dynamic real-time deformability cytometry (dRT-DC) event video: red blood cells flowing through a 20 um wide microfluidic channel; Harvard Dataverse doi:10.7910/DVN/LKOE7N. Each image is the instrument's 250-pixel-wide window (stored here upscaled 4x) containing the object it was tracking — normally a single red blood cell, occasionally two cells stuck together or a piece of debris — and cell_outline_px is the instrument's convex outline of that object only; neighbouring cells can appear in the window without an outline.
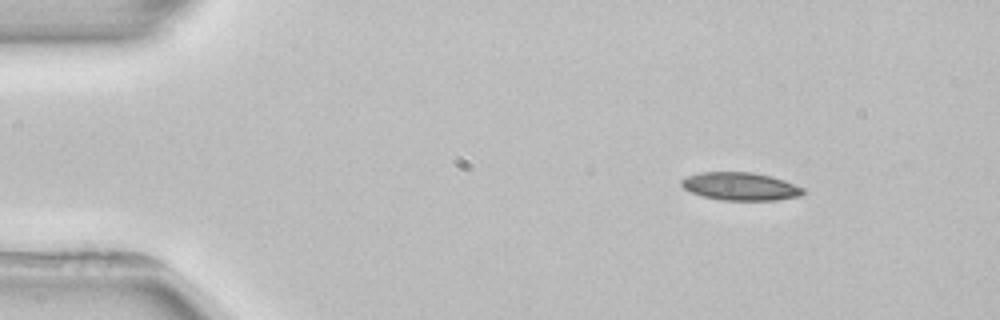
{"species": "common noctule bat (a hibernating species)", "species_latin": "Nyctalus noctula", "temperature_condition": "room temperature", "stored_images_in_passage": 3, "camera_frame_rate_fps": 3000, "um_per_image_px": 0.085, "animal": {"sex": "female", "body_mass_g": 22.7, "forearm_length_mm": 54.2}, "frame": {"image": 1, "passage_image": 1, "time_ms": 0.0, "image_size_px": [1000, 320], "cell_outline_px": [[804, 192], [800, 196], [776, 200], [720, 200], [704, 196], [692, 192], [684, 188], [680, 184], [680, 180], [688, 176], [700, 172], [752, 172], [772, 176], [784, 180], [804, 188]], "centroid_in_image_um": [62.94, 15.84], "position_along_channel_um": 22.1, "area_um2": 19.77}}
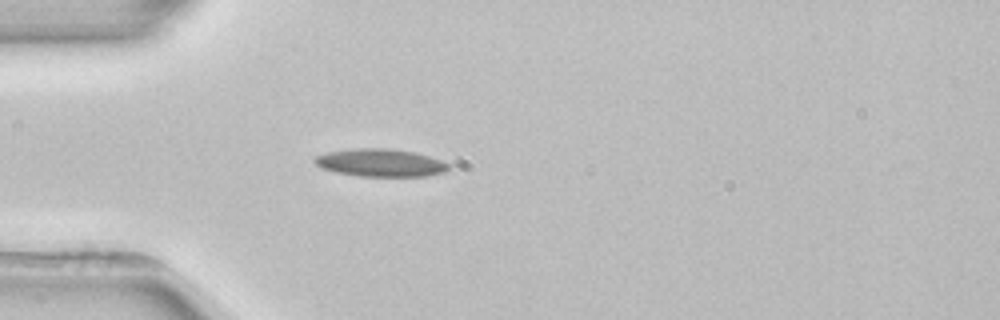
{"frame": {"image": 2, "passage_image": 3, "time_ms": 2.667, "image_size_px": [1000, 320], "cell_outline_px": [[452, 168], [444, 172], [424, 176], [360, 176], [336, 172], [320, 168], [312, 160], [316, 156], [328, 152], [356, 148], [388, 148], [412, 152], [428, 156], [452, 164]], "centroid_in_image_um": [32.35, 13.84], "position_along_channel_um": 52.6, "area_um2": 21.62}}